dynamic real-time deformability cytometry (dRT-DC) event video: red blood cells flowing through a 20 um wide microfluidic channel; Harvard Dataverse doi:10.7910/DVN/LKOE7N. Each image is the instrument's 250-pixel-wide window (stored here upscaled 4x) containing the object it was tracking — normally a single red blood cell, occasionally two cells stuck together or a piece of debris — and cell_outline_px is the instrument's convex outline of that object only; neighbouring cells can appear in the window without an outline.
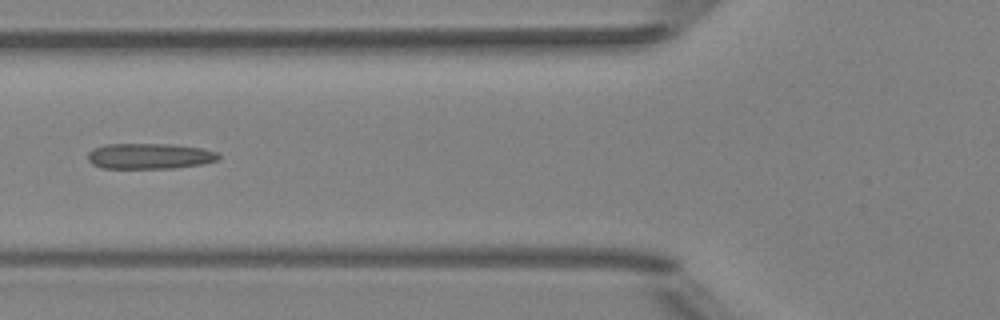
{"species": "Egyptian fruit bat (a non-hibernating species)", "species_latin": "Rousettus aegyptiacus", "temperature_condition": "room temperature", "stored_images_in_passage": 8, "camera_frame_rate_fps": 3000, "um_per_image_px": 0.085, "animal": {"sex": "female"}, "frame": {"image": 1, "passage_image": 6, "time_ms": 6.0, "image_size_px": [1000, 320], "cell_outline_px": [[220, 156], [216, 160], [200, 164], [176, 168], [100, 168], [92, 164], [88, 160], [88, 152], [92, 148], [104, 144], [172, 144], [204, 148], [216, 152]], "centroid_in_image_um": [12.67, 13.26], "position_along_channel_um": 113.1, "area_um2": 19.65}}
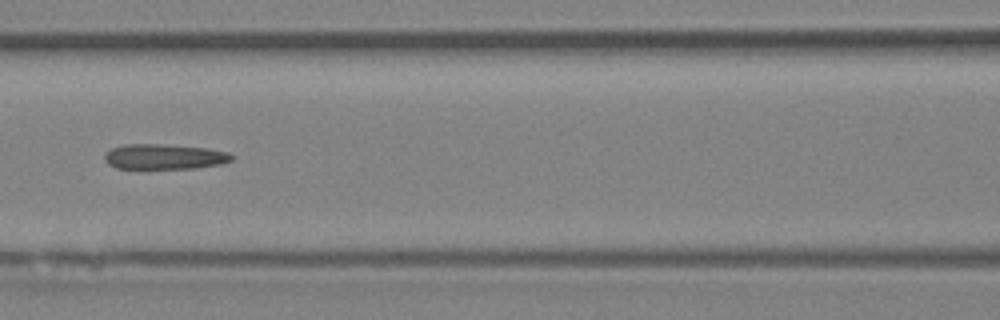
{"frame": {"image": 2, "passage_image": 7, "time_ms": 7.0, "image_size_px": [1000, 320], "cell_outline_px": [[232, 160], [220, 164], [196, 168], [116, 168], [108, 164], [104, 160], [104, 156], [112, 148], [124, 144], [164, 144], [208, 148], [228, 152], [232, 156]], "centroid_in_image_um": [13.96, 13.31], "position_along_channel_um": 152.6, "area_um2": 18.61}}
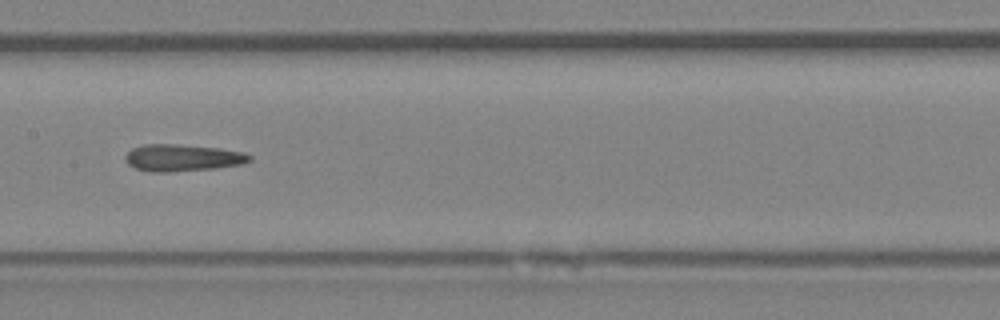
{"frame": {"image": 3, "passage_image": 8, "time_ms": 8.0, "image_size_px": [1000, 320], "cell_outline_px": [[252, 160], [240, 164], [216, 168], [168, 172], [148, 172], [136, 168], [128, 164], [124, 160], [124, 156], [132, 148], [144, 144], [176, 144], [220, 148], [244, 152], [252, 156]], "centroid_in_image_um": [15.49, 13.41], "position_along_channel_um": 191.9, "area_um2": 19.59}}